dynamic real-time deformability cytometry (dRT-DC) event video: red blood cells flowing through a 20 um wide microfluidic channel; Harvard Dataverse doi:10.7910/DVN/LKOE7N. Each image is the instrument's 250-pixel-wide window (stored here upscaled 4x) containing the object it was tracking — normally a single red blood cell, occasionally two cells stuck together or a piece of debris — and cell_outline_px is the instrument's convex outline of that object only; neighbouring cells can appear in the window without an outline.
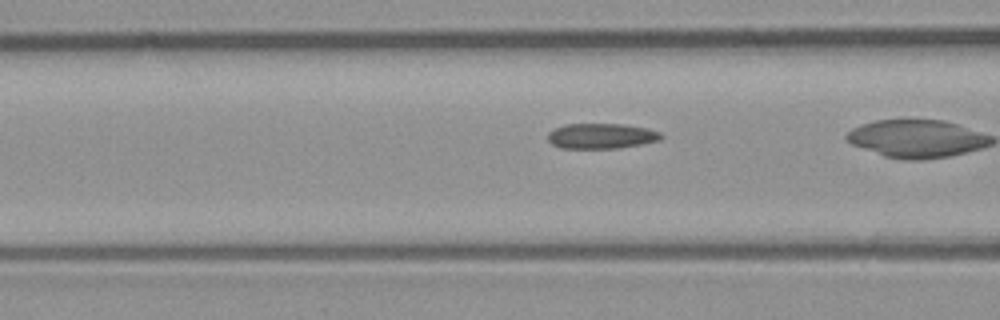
{"species": "common noctule bat (a hibernating species)", "species_latin": "Nyctalus noctula", "temperature_condition": "room temperature", "stored_images_in_passage": 7, "camera_frame_rate_fps": 3000, "um_per_image_px": 0.085, "animal": {"sex": "male", "body_mass_g": 23.1, "forearm_length_mm": 52.7}, "frame": {"image": 1, "passage_image": 5, "time_ms": 1.333, "image_size_px": [1000, 320], "cell_outline_px": [[664, 136], [660, 140], [620, 148], [560, 148], [552, 144], [548, 140], [548, 132], [564, 124], [624, 124], [648, 128], [660, 132]], "centroid_in_image_um": [51.12, 11.56], "position_along_channel_um": 115.5, "area_um2": 16.76}}